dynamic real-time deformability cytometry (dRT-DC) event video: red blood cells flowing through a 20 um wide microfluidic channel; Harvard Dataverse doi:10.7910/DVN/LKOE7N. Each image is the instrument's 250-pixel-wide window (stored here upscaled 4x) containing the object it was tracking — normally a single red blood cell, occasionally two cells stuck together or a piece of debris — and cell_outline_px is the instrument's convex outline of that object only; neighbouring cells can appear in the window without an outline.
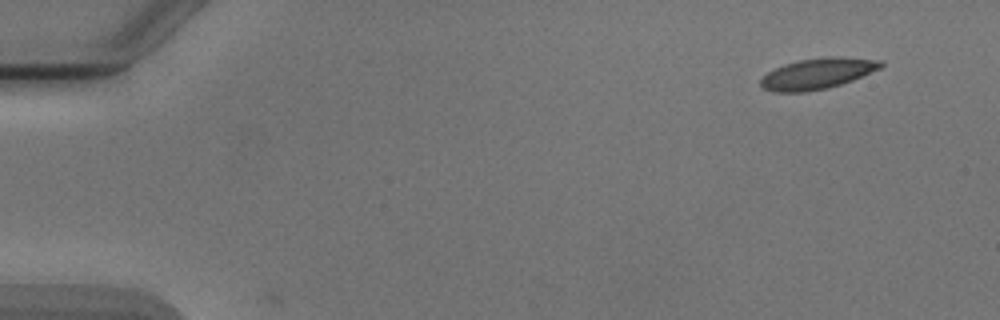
{"species": "Egyptian fruit bat (a non-hibernating species)", "species_latin": "Rousettus aegyptiacus", "temperature_condition": "cold", "stored_images_in_passage": 3, "camera_frame_rate_fps": 3000, "um_per_image_px": 0.085, "animal": {"sex": "male"}, "frame": {"image": 1, "passage_image": 1, "time_ms": 0.0, "image_size_px": [1000, 320], "cell_outline_px": [[884, 64], [880, 68], [852, 80], [828, 88], [804, 92], [776, 92], [764, 88], [760, 84], [760, 80], [768, 72], [784, 64], [800, 60], [880, 60]], "centroid_in_image_um": [69.38, 6.33], "position_along_channel_um": 15.6, "area_um2": 20.06}}